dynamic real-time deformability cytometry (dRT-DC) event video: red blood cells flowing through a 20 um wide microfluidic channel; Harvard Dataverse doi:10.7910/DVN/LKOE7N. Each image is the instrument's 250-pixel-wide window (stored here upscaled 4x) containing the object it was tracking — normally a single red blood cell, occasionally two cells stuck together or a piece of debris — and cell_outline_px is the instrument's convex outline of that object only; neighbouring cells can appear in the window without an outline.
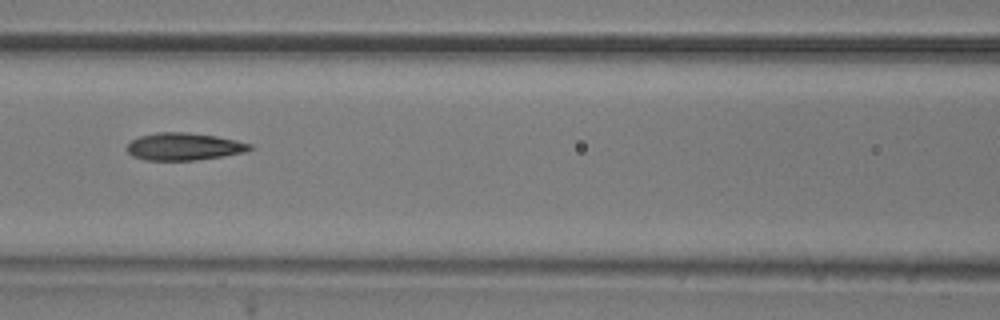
{"species": "common noctule bat (a hibernating species)", "species_latin": "Nyctalus noctula", "temperature_condition": "room temperature", "stored_images_in_passage": 10, "camera_frame_rate_fps": 3000, "um_per_image_px": 0.085, "animal": {"sex": "male", "body_mass_g": 20.5, "forearm_length_mm": 52.5}, "frame": {"image": 1, "passage_image": 6, "time_ms": 6.667, "image_size_px": [1000, 320], "cell_outline_px": [[252, 148], [244, 152], [224, 156], [196, 160], [144, 160], [132, 156], [124, 148], [132, 140], [140, 136], [156, 132], [184, 132], [216, 136], [236, 140], [252, 144]], "centroid_in_image_um": [15.61, 12.46], "position_along_channel_um": 151.0, "area_um2": 19.65}}
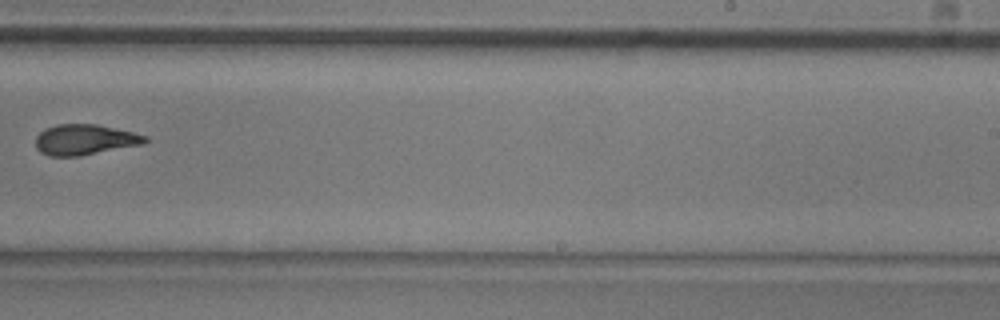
{"frame": {"image": 2, "passage_image": 9, "time_ms": 10.0, "image_size_px": [1000, 320], "cell_outline_px": [[148, 140], [144, 144], [80, 156], [48, 156], [40, 152], [36, 148], [36, 136], [44, 128], [56, 124], [96, 124], [132, 132], [148, 136]], "centroid_in_image_um": [7.19, 11.87], "position_along_channel_um": 281.8, "area_um2": 19.59}}
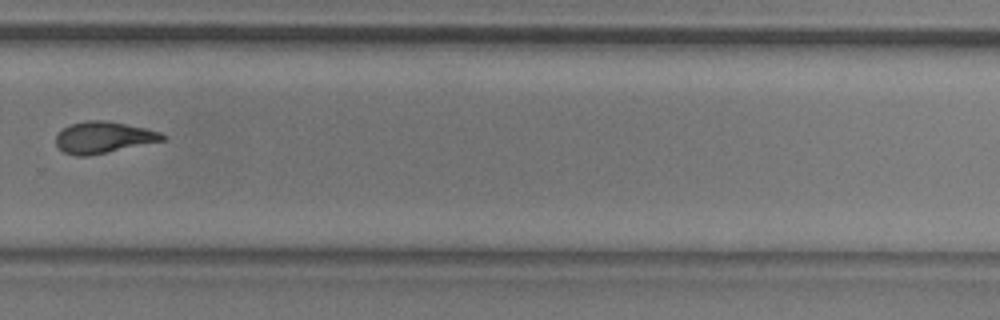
{"frame": {"image": 3, "passage_image": 10, "time_ms": 11.0, "image_size_px": [1000, 320], "cell_outline_px": [[168, 136], [164, 140], [88, 156], [76, 156], [64, 152], [56, 144], [56, 136], [64, 128], [72, 124], [84, 120], [104, 120], [144, 128], [160, 132]], "centroid_in_image_um": [8.79, 11.68], "position_along_channel_um": 321.0, "area_um2": 19.25}}